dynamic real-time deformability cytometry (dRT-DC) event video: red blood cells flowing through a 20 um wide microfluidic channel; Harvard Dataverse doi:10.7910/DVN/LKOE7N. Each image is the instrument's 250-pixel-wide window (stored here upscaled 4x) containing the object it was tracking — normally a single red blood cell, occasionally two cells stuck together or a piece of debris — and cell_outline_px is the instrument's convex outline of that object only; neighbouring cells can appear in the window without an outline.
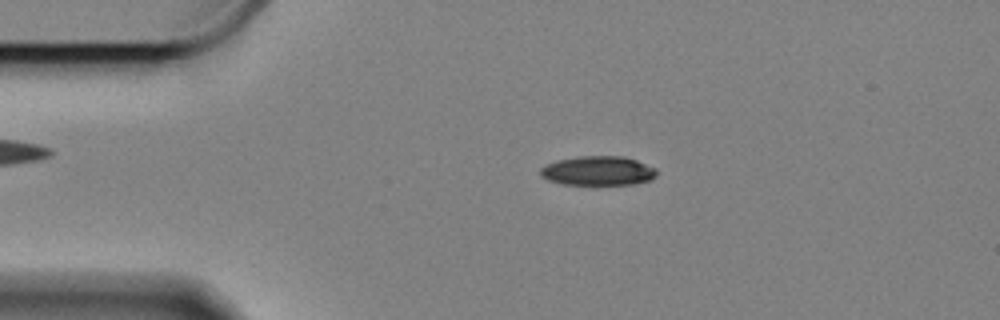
{"species": "Egyptian fruit bat (a non-hibernating species)", "species_latin": "Rousettus aegyptiacus", "temperature_condition": "cold", "stored_images_in_passage": 57, "camera_frame_rate_fps": 3000, "um_per_image_px": 0.085, "animal": {"sex": "female"}, "frame": {"image": 1, "passage_image": 11, "time_ms": 3.333, "image_size_px": [1000, 320], "cell_outline_px": [[656, 176], [652, 180], [636, 184], [564, 184], [548, 180], [540, 176], [540, 168], [556, 160], [580, 156], [624, 156], [636, 160], [656, 168]], "centroid_in_image_um": [50.85, 14.51], "position_along_channel_um": 34.2, "area_um2": 19.88}}
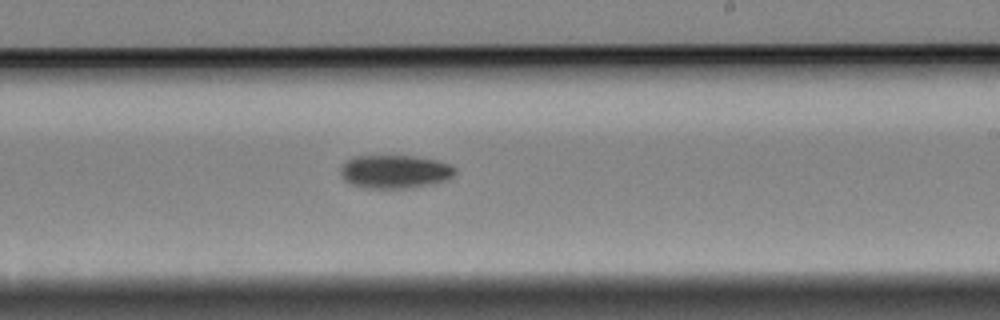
{"frame": {"image": 2, "passage_image": 34, "time_ms": 11.0, "image_size_px": [1000, 320], "cell_outline_px": [[456, 172], [448, 180], [404, 188], [368, 188], [352, 184], [344, 180], [340, 172], [340, 168], [352, 156], [416, 156], [436, 160], [448, 164], [456, 168]], "centroid_in_image_um": [33.55, 14.58], "position_along_channel_um": 255.4, "area_um2": 22.02}}
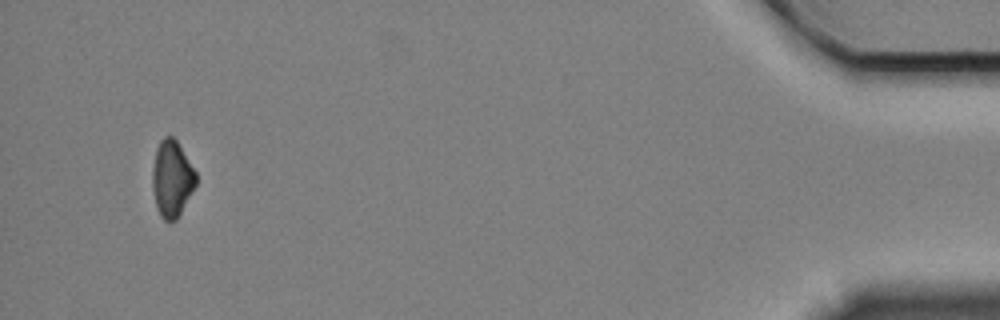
{"frame": {"image": 3, "passage_image": 56, "time_ms": 18.333, "image_size_px": [1000, 320], "cell_outline_px": [[196, 184], [192, 192], [176, 220], [164, 220], [160, 216], [156, 208], [152, 188], [152, 172], [156, 148], [160, 140], [164, 136], [172, 136], [176, 140], [196, 172]], "centroid_in_image_um": [14.59, 15.19], "position_along_channel_um": 420.6, "area_um2": 19.31}}